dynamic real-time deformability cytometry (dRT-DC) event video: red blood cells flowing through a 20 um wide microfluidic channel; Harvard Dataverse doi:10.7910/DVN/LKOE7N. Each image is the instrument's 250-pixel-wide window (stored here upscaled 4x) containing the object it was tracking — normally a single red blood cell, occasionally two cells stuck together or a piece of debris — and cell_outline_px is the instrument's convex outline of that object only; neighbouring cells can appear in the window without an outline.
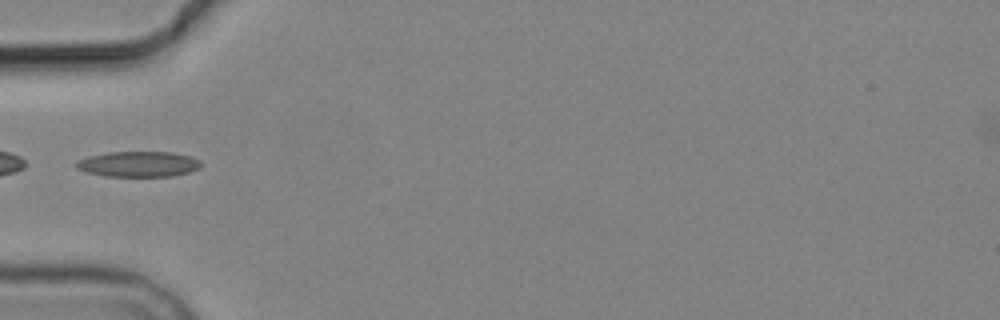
{"species": "common noctule bat (a hibernating species)", "species_latin": "Nyctalus noctula", "temperature_condition": "cold", "stored_images_in_passage": 2, "camera_frame_rate_fps": 3000, "um_per_image_px": 0.085, "animal": {"sex": "male", "body_mass_g": 19.2, "forearm_length_mm": 51.8}, "frame": {"image": 1, "passage_image": 2, "time_ms": 1.0, "image_size_px": [1000, 320], "cell_outline_px": [[200, 168], [192, 172], [172, 176], [104, 176], [88, 172], [76, 168], [76, 160], [88, 156], [108, 152], [172, 152], [192, 156], [200, 160]], "centroid_in_image_um": [11.79, 13.94], "position_along_channel_um": 73.2, "area_um2": 18.67}}